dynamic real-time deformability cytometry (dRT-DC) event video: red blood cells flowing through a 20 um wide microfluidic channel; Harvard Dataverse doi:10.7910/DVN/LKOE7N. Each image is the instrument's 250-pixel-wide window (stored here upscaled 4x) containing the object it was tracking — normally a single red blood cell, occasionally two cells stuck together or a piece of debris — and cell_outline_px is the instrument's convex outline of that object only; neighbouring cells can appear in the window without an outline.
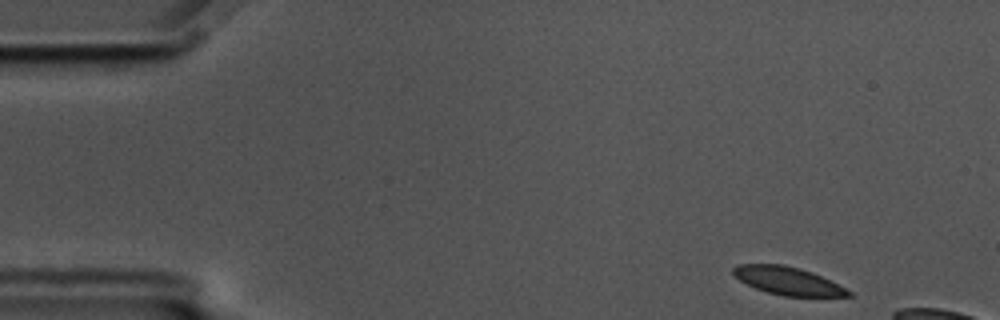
{"species": "common noctule bat (a hibernating species)", "species_latin": "Nyctalus noctula", "temperature_condition": "cold", "stored_images_in_passage": 10, "camera_frame_rate_fps": 3000, "um_per_image_px": 0.085, "animal": {"sex": "male", "body_mass_g": 17.5, "forearm_length_mm": 52.3}, "frame": {"image": 1, "passage_image": 1, "time_ms": 0.0, "image_size_px": [1000, 320], "cell_outline_px": [[852, 296], [784, 296], [768, 292], [756, 288], [740, 280], [732, 272], [732, 268], [736, 264], [784, 264], [800, 268], [812, 272], [852, 292]], "centroid_in_image_um": [66.93, 23.86], "position_along_channel_um": 18.1, "area_um2": 18.44}}